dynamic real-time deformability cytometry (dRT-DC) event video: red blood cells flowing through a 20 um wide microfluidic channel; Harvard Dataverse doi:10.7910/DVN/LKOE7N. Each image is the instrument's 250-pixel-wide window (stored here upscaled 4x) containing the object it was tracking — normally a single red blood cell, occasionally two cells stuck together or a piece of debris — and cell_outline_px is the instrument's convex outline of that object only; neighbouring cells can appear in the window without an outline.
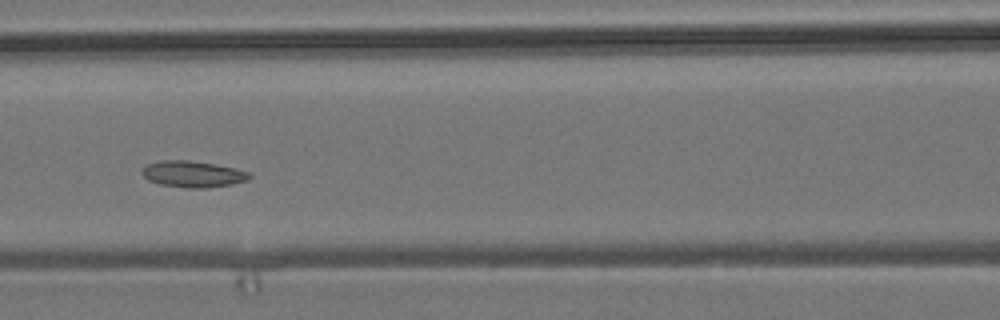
{"species": "common noctule bat (a hibernating species)", "species_latin": "Nyctalus noctula", "temperature_condition": "room temperature", "stored_images_in_passage": 9, "camera_frame_rate_fps": 3000, "um_per_image_px": 0.085, "animal": {"sex": "male", "body_mass_g": 19.2, "forearm_length_mm": 51.8}, "frame": {"image": 1, "passage_image": 7, "time_ms": 2.0, "image_size_px": [1000, 320], "cell_outline_px": [[252, 176], [248, 180], [232, 184], [208, 188], [188, 188], [160, 184], [148, 180], [144, 176], [144, 168], [148, 164], [160, 160], [188, 160], [216, 164], [236, 168], [252, 172]], "centroid_in_image_um": [16.47, 14.8], "position_along_channel_um": 150.1, "area_um2": 16.53}}
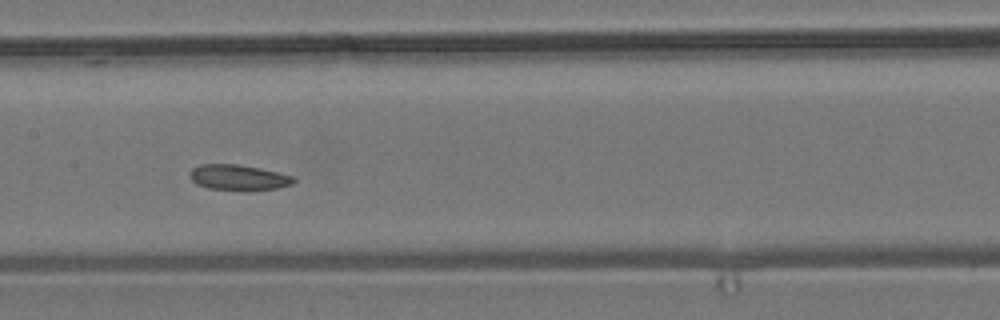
{"frame": {"image": 2, "passage_image": 8, "time_ms": 2.333, "image_size_px": [1000, 320], "cell_outline_px": [[296, 180], [292, 184], [280, 188], [248, 192], [208, 188], [196, 184], [188, 176], [188, 172], [192, 168], [200, 164], [236, 164], [260, 168], [296, 176]], "centroid_in_image_um": [20.29, 15.11], "position_along_channel_um": 187.1, "area_um2": 16.07}}